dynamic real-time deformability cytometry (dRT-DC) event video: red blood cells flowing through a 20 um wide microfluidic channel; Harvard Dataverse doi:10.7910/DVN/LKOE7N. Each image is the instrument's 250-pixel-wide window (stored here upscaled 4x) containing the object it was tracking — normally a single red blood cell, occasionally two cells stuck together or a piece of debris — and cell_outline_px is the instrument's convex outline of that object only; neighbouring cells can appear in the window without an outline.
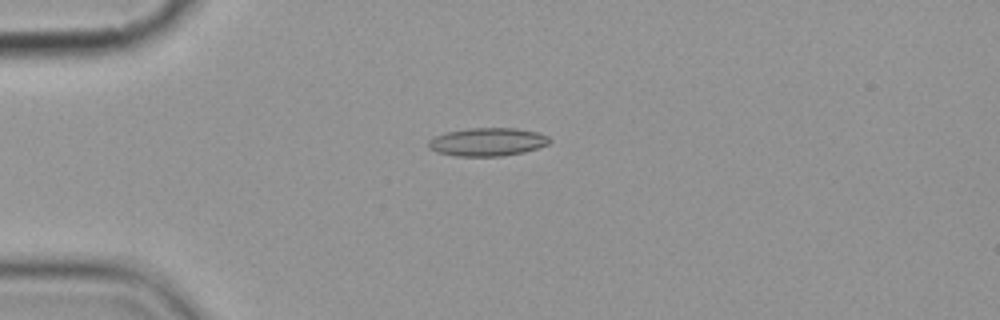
{"species": "common noctule bat (a hibernating species)", "species_latin": "Nyctalus noctula", "temperature_condition": "cold", "stored_images_in_passage": 5, "camera_frame_rate_fps": 3000, "um_per_image_px": 0.085, "animal": {"sex": "female", "body_mass_g": 19.9}, "frame": {"image": 1, "passage_image": 5, "time_ms": 4.667, "image_size_px": [1000, 320], "cell_outline_px": [[552, 140], [548, 144], [524, 152], [500, 156], [456, 156], [436, 152], [428, 148], [428, 140], [444, 132], [468, 128], [516, 128], [536, 132], [548, 136]], "centroid_in_image_um": [41.4, 12.06], "position_along_channel_um": 43.6, "area_um2": 19.94}}